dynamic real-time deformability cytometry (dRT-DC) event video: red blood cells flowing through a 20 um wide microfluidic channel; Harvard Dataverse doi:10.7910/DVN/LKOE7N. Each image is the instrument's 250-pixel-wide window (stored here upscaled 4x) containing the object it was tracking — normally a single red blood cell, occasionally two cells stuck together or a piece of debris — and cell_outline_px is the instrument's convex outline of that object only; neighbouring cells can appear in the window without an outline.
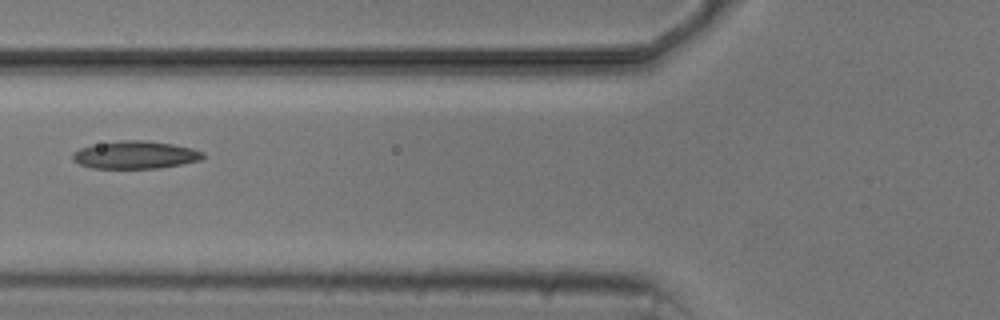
{"species": "common noctule bat (a hibernating species)", "species_latin": "Nyctalus noctula", "temperature_condition": "cold", "stored_images_in_passage": 9, "camera_frame_rate_fps": 3000, "um_per_image_px": 0.085, "animal": {"sex": "male", "body_mass_g": 20.5, "forearm_length_mm": 52.5}, "frame": {"image": 1, "passage_image": 6, "time_ms": 6.667, "image_size_px": [1000, 320], "cell_outline_px": [[204, 156], [200, 160], [160, 168], [92, 168], [80, 164], [72, 160], [72, 152], [80, 148], [100, 144], [124, 140], [144, 140], [172, 144], [192, 148], [204, 152]], "centroid_in_image_um": [11.5, 13.17], "position_along_channel_um": 114.3, "area_um2": 20.81}}
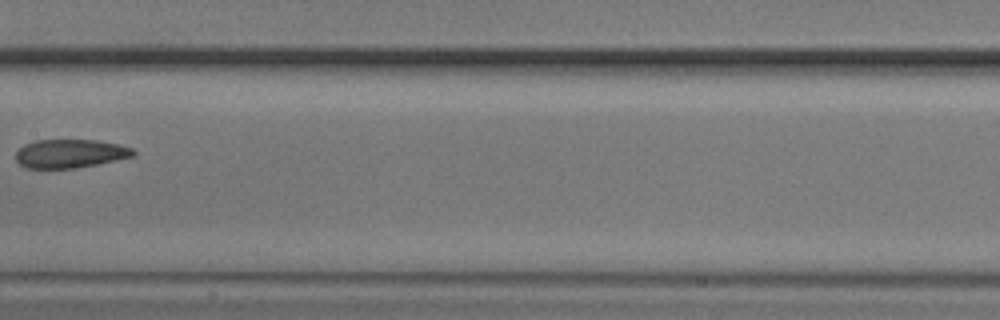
{"frame": {"image": 2, "passage_image": 8, "time_ms": 9.0, "image_size_px": [1000, 320], "cell_outline_px": [[136, 152], [132, 156], [96, 164], [72, 168], [28, 168], [20, 164], [16, 160], [16, 152], [24, 144], [36, 140], [96, 140], [116, 144], [132, 148]], "centroid_in_image_um": [5.92, 13.04], "position_along_channel_um": 201.5, "area_um2": 19.25}}
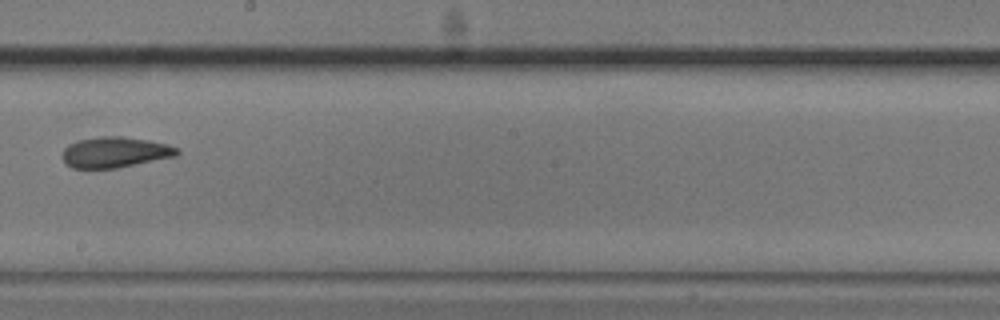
{"frame": {"image": 3, "passage_image": 9, "time_ms": 10.0, "image_size_px": [1000, 320], "cell_outline_px": [[180, 152], [176, 156], [116, 168], [72, 168], [64, 160], [64, 148], [68, 144], [80, 140], [100, 136], [120, 136], [148, 140], [168, 144], [180, 148]], "centroid_in_image_um": [9.82, 12.93], "position_along_channel_um": 238.4, "area_um2": 20.35}}